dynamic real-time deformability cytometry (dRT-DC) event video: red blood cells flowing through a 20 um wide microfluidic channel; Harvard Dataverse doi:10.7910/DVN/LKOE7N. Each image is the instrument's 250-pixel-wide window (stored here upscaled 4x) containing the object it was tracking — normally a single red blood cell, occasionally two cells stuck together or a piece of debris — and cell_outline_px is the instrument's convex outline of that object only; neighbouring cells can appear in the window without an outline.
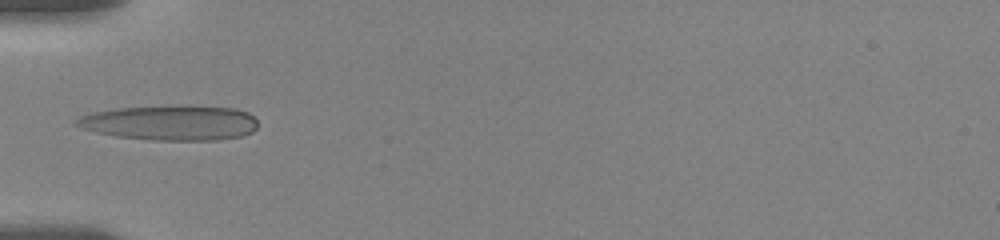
{"species": "human", "species_latin": "Homo sapiens", "temperature_condition": "room temperature", "stored_images_in_passage": 34, "camera_frame_rate_fps": 3000, "um_per_image_px": 0.085, "donor": {"sex": "female"}, "frame": {"image": 1, "passage_image": 7, "time_ms": 2.333, "image_size_px": [1000, 240], "cell_outline_px": [[256, 128], [252, 132], [244, 136], [216, 140], [152, 140], [116, 136], [96, 132], [80, 128], [72, 124], [80, 116], [96, 112], [116, 108], [184, 104], [188, 104], [236, 108], [248, 112], [256, 120]], "centroid_in_image_um": [14.51, 10.41], "position_along_channel_um": 70.5, "area_um2": 37.63}}
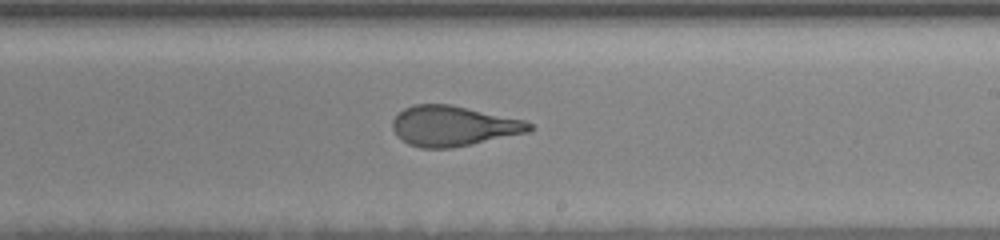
{"frame": {"image": 2, "passage_image": 21, "time_ms": 7.333, "image_size_px": [1000, 240], "cell_outline_px": [[536, 128], [532, 132], [452, 148], [420, 148], [408, 144], [396, 136], [392, 128], [392, 120], [404, 108], [412, 104], [448, 104], [524, 120], [532, 124]], "centroid_in_image_um": [38.54, 10.72], "position_along_channel_um": 250.5, "area_um2": 32.25}}
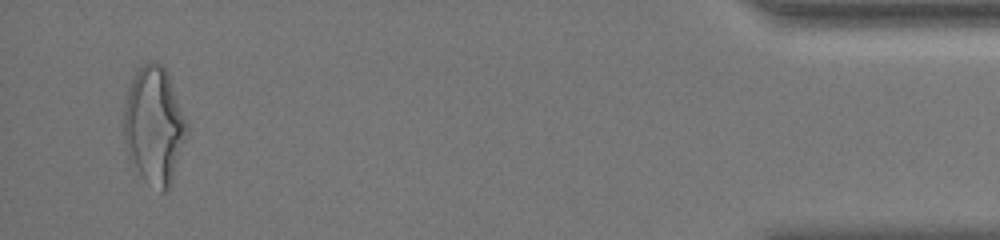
{"frame": {"image": 3, "passage_image": 33, "time_ms": 14.0, "image_size_px": [1000, 240], "cell_outline_px": [[188, 132], [172, 184], [164, 192], [160, 192], [144, 180], [128, 156], [124, 140], [124, 100], [128, 88], [136, 72], [144, 64], [152, 60], [156, 60], [168, 72], [188, 124]], "centroid_in_image_um": [13.11, 10.68], "position_along_channel_um": 422.1, "area_um2": 43.41}, "authors_computed_cell_mechanics": {"area_um2": 32.4836, "velocity_mm_per_s": 3.587, "shape_relaxation_time_tau1_ms": 5.0746, "shape_relaxation_time_tau2_ms": 1.5658, "deformation_change_tau1": 0.2023, "deformation_change_tau2": 0.1095}}